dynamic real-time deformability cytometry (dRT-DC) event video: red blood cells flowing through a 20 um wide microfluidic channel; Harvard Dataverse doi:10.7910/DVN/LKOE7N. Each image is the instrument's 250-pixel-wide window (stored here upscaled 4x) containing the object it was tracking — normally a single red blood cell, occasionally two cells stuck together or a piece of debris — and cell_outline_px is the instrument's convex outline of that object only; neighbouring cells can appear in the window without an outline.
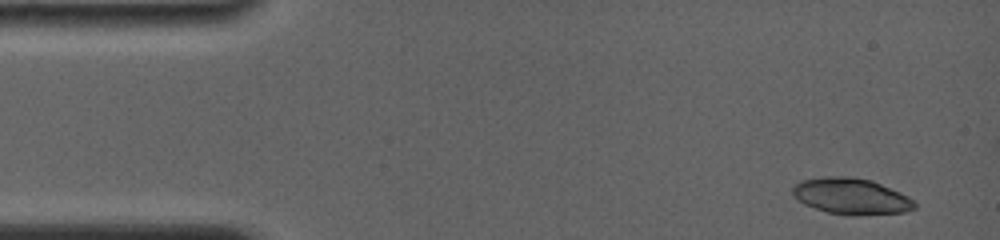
{"species": "common noctule bat (a hibernating species)", "species_latin": "Nyctalus noctula", "temperature_condition": "room temperature", "stored_images_in_passage": 4, "camera_frame_rate_fps": 4000, "um_per_image_px": 0.085, "animal": {"sex": "female", "body_mass_g": 19.0, "forearm_length_mm": 56.7}, "frame": {"image": 1, "passage_image": 1, "time_ms": 0.0, "image_size_px": [1000, 240], "cell_outline_px": [[916, 208], [904, 212], [856, 216], [852, 216], [828, 212], [804, 204], [796, 200], [792, 196], [792, 188], [800, 180], [824, 176], [848, 176], [872, 180], [900, 192], [908, 196], [916, 204]], "centroid_in_image_um": [72.33, 16.68], "position_along_channel_um": 12.7, "area_um2": 25.95}}